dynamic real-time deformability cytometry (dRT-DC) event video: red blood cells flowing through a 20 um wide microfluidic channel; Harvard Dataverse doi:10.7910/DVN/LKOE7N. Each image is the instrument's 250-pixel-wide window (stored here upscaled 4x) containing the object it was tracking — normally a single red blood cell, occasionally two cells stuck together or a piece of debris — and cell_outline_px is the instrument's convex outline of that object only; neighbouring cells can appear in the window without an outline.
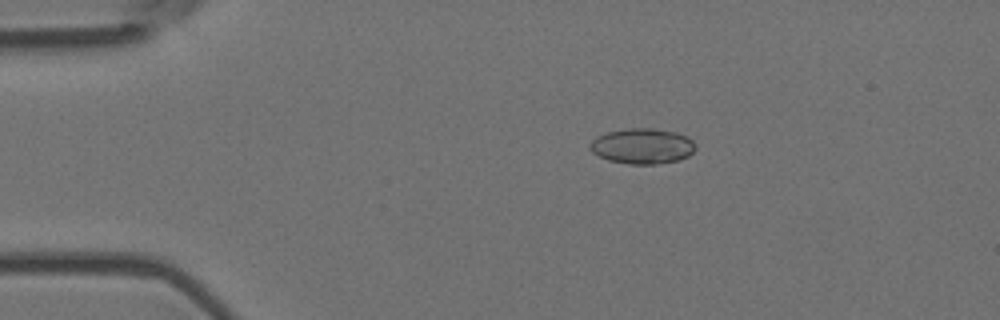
{"species": "Egyptian fruit bat (a non-hibernating species)", "species_latin": "Rousettus aegyptiacus", "temperature_condition": "room temperature", "stored_images_in_passage": 4, "camera_frame_rate_fps": 3000, "um_per_image_px": 0.085, "animal": {"sex": "female"}, "frame": {"image": 1, "passage_image": 2, "time_ms": 0.333, "image_size_px": [1000, 320], "cell_outline_px": [[696, 148], [688, 156], [680, 160], [656, 164], [628, 164], [608, 160], [592, 152], [588, 148], [588, 144], [596, 136], [608, 132], [628, 128], [652, 128], [676, 132], [688, 136], [696, 144]], "centroid_in_image_um": [54.6, 12.42], "position_along_channel_um": 30.4, "area_um2": 22.02}}